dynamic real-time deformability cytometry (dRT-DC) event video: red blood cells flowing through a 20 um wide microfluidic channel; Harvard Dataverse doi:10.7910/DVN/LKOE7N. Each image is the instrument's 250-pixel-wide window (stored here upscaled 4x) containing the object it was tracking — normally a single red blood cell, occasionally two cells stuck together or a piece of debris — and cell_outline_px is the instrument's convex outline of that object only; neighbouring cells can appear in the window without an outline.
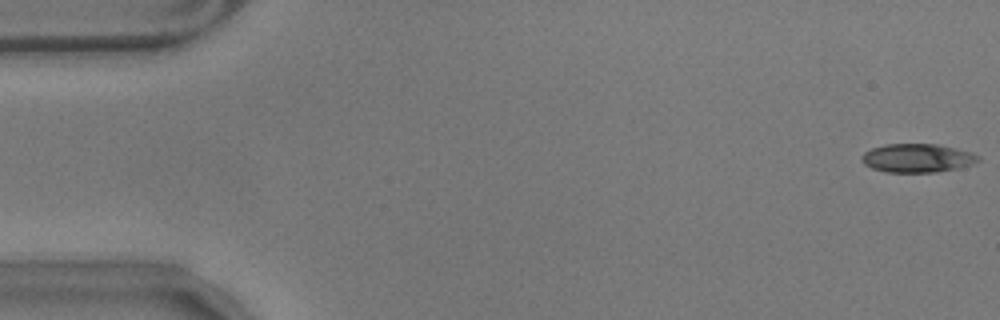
{"species": "common noctule bat (a hibernating species)", "species_latin": "Nyctalus noctula", "temperature_condition": "warm", "stored_images_in_passage": 9, "camera_frame_rate_fps": 3000, "um_per_image_px": 0.085, "animal": {"sex": "male", "body_mass_g": 17.9}, "frame": {"image": 1, "passage_image": 1, "time_ms": 0.0, "image_size_px": [1000, 320], "cell_outline_px": [[980, 160], [972, 164], [956, 168], [936, 172], [884, 172], [872, 168], [864, 164], [860, 160], [860, 156], [864, 152], [872, 148], [884, 144], [936, 144], [972, 152], [980, 156]], "centroid_in_image_um": [77.93, 13.43], "position_along_channel_um": 7.1, "area_um2": 19.48}}